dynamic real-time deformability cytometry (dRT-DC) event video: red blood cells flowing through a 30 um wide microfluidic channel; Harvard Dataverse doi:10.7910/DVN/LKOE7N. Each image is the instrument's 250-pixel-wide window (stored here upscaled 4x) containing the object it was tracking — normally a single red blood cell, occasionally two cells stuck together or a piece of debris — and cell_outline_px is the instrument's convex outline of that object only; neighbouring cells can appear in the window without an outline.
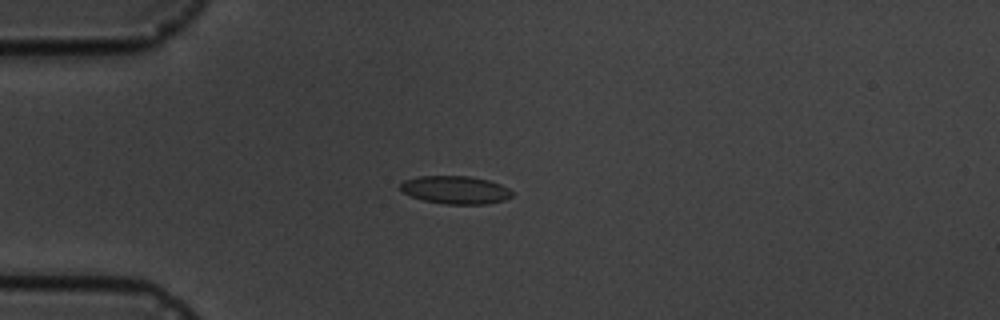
{"species": "common noctule bat (a hibernating species)", "species_latin": "Nyctalus noctula", "temperature_condition": "cold", "stored_images_in_passage": 8, "camera_frame_rate_fps": 3000, "um_per_image_px": 0.085, "animal": {"sex": "male", "body_mass_g": 19.5, "forearm_length_mm": 54.6}, "frame": {"image": 1, "passage_image": 4, "time_ms": 3.667, "image_size_px": [1000, 320], "cell_outline_px": [[512, 196], [504, 200], [488, 204], [444, 204], [424, 200], [412, 196], [404, 192], [400, 188], [400, 184], [404, 180], [420, 176], [468, 176], [488, 180], [500, 184], [508, 188], [512, 192]], "centroid_in_image_um": [38.72, 16.14], "position_along_channel_um": 46.3, "area_um2": 18.09}}
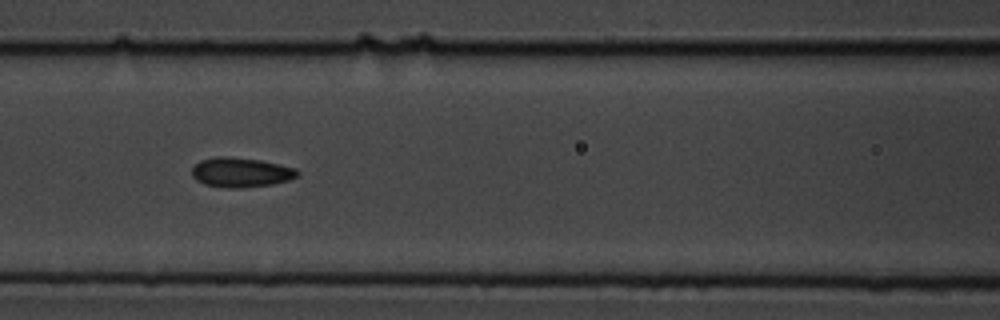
{"frame": {"image": 2, "passage_image": 7, "time_ms": 7.0, "image_size_px": [1000, 320], "cell_outline_px": [[300, 176], [288, 180], [272, 184], [244, 188], [224, 188], [204, 184], [196, 180], [192, 176], [192, 168], [200, 160], [216, 156], [224, 156], [260, 160], [280, 164], [296, 168], [300, 172]], "centroid_in_image_um": [20.49, 14.66], "position_along_channel_um": 146.1, "area_um2": 18.44}}
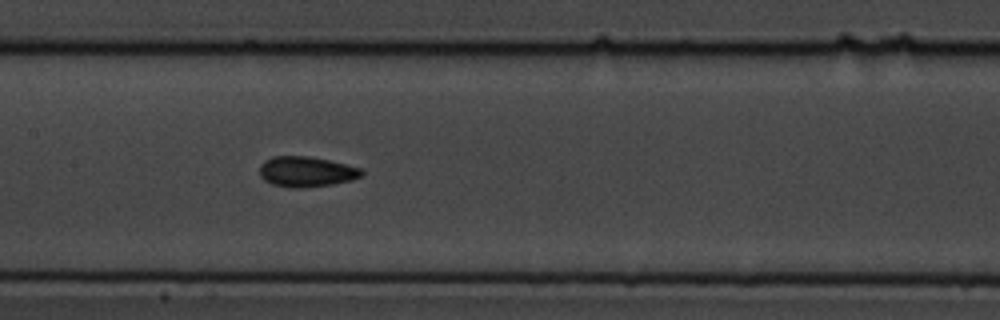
{"frame": {"image": 3, "passage_image": 8, "time_ms": 8.0, "image_size_px": [1000, 320], "cell_outline_px": [[364, 176], [352, 180], [332, 184], [300, 188], [288, 188], [272, 184], [264, 180], [260, 176], [260, 164], [264, 160], [272, 156], [308, 156], [328, 160], [360, 168], [364, 172]], "centroid_in_image_um": [26.02, 14.6], "position_along_channel_um": 181.4, "area_um2": 18.15}}